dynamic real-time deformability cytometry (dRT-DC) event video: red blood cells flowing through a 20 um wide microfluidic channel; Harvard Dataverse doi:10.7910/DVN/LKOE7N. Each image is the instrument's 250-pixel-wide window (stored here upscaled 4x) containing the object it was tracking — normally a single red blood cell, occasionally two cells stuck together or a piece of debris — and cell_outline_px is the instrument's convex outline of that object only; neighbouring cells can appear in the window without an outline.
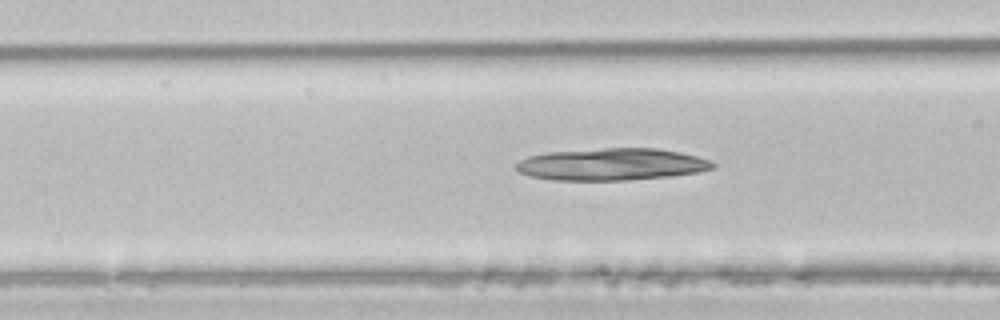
{"species": "common noctule bat (a hibernating species)", "species_latin": "Nyctalus noctula", "temperature_condition": "room temperature", "stored_images_in_passage": 32, "camera_frame_rate_fps": 3000, "um_per_image_px": 0.085, "animal": {"sex": "male", "body_mass_g": 21.5, "forearm_length_mm": 52.0}, "frame": {"image": 1, "passage_image": 6, "time_ms": 1.667, "image_size_px": [1000, 320], "cell_outline_px": [[716, 168], [700, 172], [668, 176], [628, 180], [552, 180], [532, 176], [520, 172], [516, 168], [516, 164], [520, 160], [528, 156], [548, 152], [604, 148], [656, 148], [680, 152], [696, 156], [708, 160], [716, 164]], "centroid_in_image_um": [52.01, 13.96], "position_along_channel_um": 114.6, "area_um2": 36.65}}
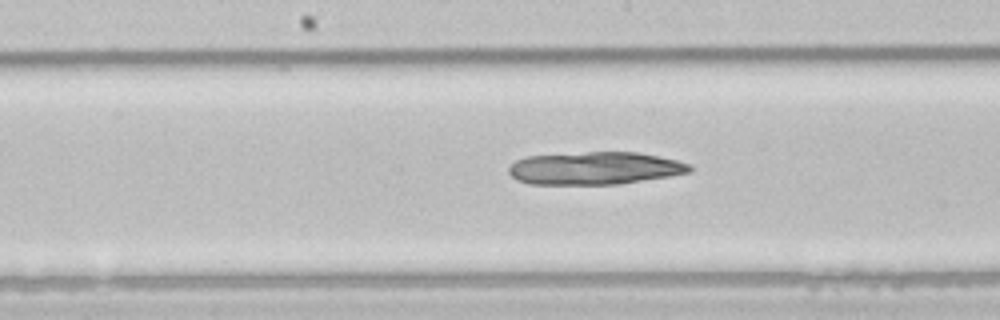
{"frame": {"image": 2, "passage_image": 12, "time_ms": 3.667, "image_size_px": [1000, 320], "cell_outline_px": [[692, 172], [668, 176], [616, 184], [528, 184], [516, 180], [508, 172], [508, 168], [516, 160], [528, 156], [588, 152], [636, 152], [676, 160], [688, 164], [692, 168]], "centroid_in_image_um": [50.52, 14.3], "position_along_channel_um": 197.7, "area_um2": 34.16}}
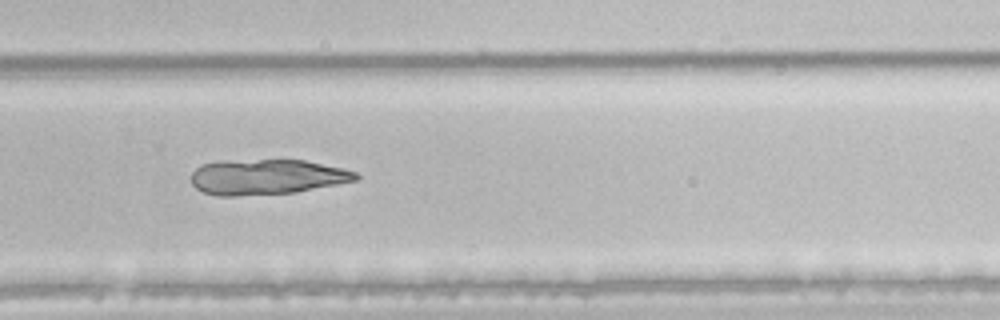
{"frame": {"image": 3, "passage_image": 20, "time_ms": 6.333, "image_size_px": [1000, 320], "cell_outline_px": [[360, 176], [356, 180], [296, 192], [236, 196], [216, 196], [204, 192], [196, 188], [192, 184], [192, 172], [200, 164], [224, 160], [304, 160], [344, 168], [356, 172]], "centroid_in_image_um": [22.65, 15.03], "position_along_channel_um": 307.2, "area_um2": 33.93}}